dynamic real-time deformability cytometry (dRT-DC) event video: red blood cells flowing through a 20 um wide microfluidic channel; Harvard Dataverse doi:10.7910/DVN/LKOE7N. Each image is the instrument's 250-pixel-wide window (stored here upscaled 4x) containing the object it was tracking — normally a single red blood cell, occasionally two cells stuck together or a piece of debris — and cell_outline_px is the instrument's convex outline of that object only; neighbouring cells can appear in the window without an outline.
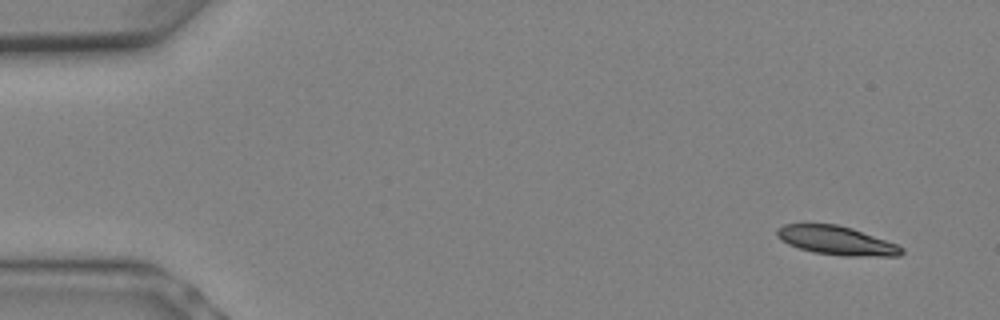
{"species": "Egyptian fruit bat (a non-hibernating species)", "species_latin": "Rousettus aegyptiacus", "temperature_condition": "warm", "stored_images_in_passage": 6, "camera_frame_rate_fps": 3000, "um_per_image_px": 0.085, "animal": {"sex": "female"}, "frame": {"image": 1, "passage_image": 1, "time_ms": 0.0, "image_size_px": [1000, 320], "cell_outline_px": [[904, 252], [900, 256], [844, 256], [812, 252], [788, 244], [776, 236], [776, 228], [784, 224], [836, 224], [852, 228], [896, 244], [904, 248]], "centroid_in_image_um": [71.09, 20.45], "position_along_channel_um": 13.9, "area_um2": 20.87}}
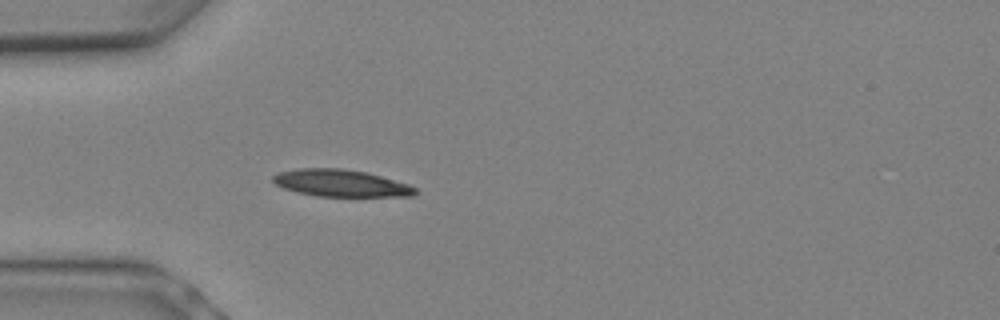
{"frame": {"image": 2, "passage_image": 6, "time_ms": 1.667, "image_size_px": [1000, 320], "cell_outline_px": [[420, 192], [412, 196], [316, 196], [296, 192], [284, 188], [276, 184], [272, 180], [272, 176], [276, 172], [300, 168], [344, 168], [364, 172], [380, 176], [408, 184], [416, 188]], "centroid_in_image_um": [28.95, 15.56], "position_along_channel_um": 56.1, "area_um2": 22.43}}